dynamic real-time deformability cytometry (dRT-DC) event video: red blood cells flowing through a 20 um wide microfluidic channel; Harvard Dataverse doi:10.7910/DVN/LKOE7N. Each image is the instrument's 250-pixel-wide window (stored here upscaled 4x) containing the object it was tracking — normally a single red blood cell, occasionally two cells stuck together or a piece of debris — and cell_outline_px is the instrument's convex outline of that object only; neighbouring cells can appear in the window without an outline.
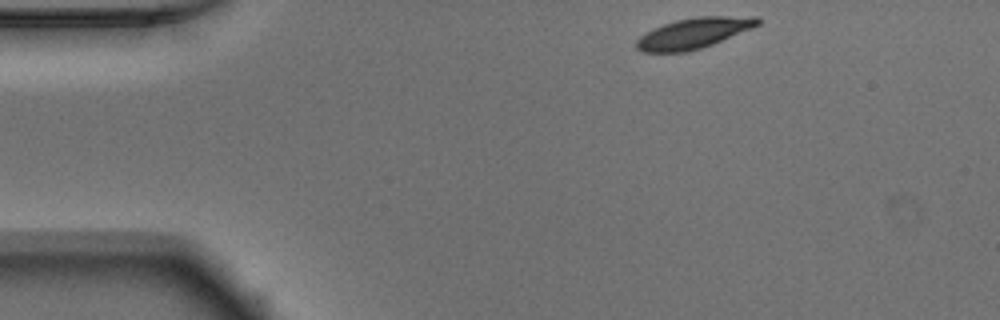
{"species": "Egyptian fruit bat (a non-hibernating species)", "species_latin": "Rousettus aegyptiacus", "temperature_condition": "warm", "stored_images_in_passage": 45, "camera_frame_rate_fps": 3000, "um_per_image_px": 0.085, "animal": {"sex": "male"}, "frame": {"image": 1, "passage_image": 1, "time_ms": 0.0, "image_size_px": [1000, 320], "cell_outline_px": [[760, 24], [752, 28], [712, 44], [688, 52], [644, 52], [636, 48], [636, 40], [644, 32], [664, 24], [676, 20], [696, 16], [756, 16], [760, 20]], "centroid_in_image_um": [58.95, 2.81], "position_along_channel_um": 26.0, "area_um2": 21.56}}
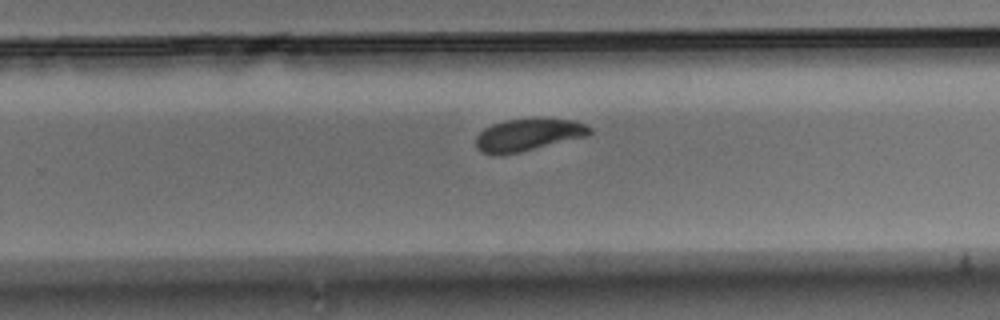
{"frame": {"image": 2, "passage_image": 26, "time_ms": 8.333, "image_size_px": [1000, 320], "cell_outline_px": [[592, 132], [588, 136], [520, 152], [480, 152], [476, 148], [476, 136], [484, 128], [492, 124], [504, 120], [532, 116], [540, 116], [572, 120], [584, 124], [592, 128]], "centroid_in_image_um": [44.95, 11.38], "position_along_channel_um": 284.8, "area_um2": 21.68}}
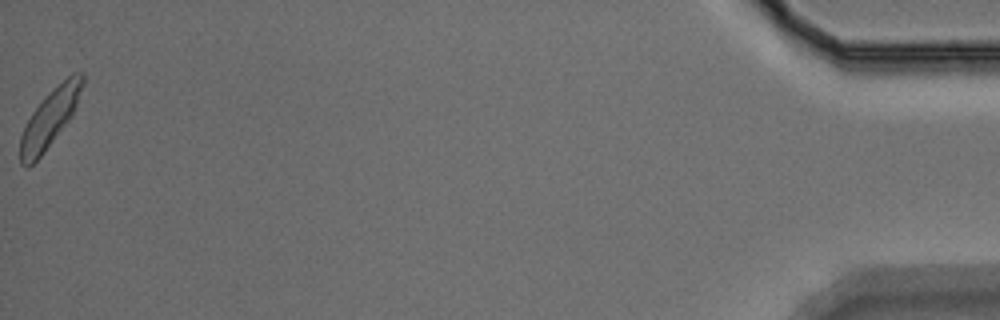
{"frame": {"image": 3, "passage_image": 45, "time_ms": 14.667, "image_size_px": [1000, 320], "cell_outline_px": [[84, 84], [72, 116], [40, 156], [28, 168], [24, 168], [20, 164], [20, 136], [32, 112], [44, 96], [72, 72], [84, 72]], "centroid_in_image_um": [4.24, 10.02], "position_along_channel_um": 431.0, "area_um2": 20.81}, "authors_computed_cell_mechanics": {"area_um2": 21.675, "velocity_mm_per_s": 3.8675, "shape_relaxation_time_tau1_ms": 1.8021, "shape_relaxation_time_tau2_ms": null, "deformation_change_tau1": 0.1018, "deformation_change_tau2": null}}